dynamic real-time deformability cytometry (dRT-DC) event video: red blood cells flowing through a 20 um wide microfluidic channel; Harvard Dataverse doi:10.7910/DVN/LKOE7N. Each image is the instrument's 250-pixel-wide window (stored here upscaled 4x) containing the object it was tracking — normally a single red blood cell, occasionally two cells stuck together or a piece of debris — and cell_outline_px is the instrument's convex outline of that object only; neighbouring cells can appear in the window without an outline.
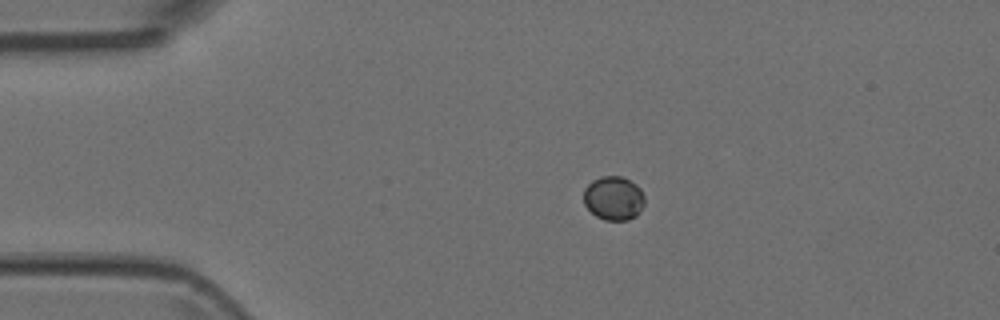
{"species": "Egyptian fruit bat (a non-hibernating species)", "species_latin": "Rousettus aegyptiacus", "temperature_condition": "room temperature", "stored_images_in_passage": 4, "camera_frame_rate_fps": 3000, "um_per_image_px": 0.085, "animal": {"sex": "female"}, "frame": {"image": 1, "passage_image": 1, "time_ms": 0.0, "image_size_px": [1000, 320], "cell_outline_px": [[644, 204], [640, 212], [636, 216], [628, 220], [604, 220], [596, 216], [584, 204], [584, 188], [592, 180], [600, 176], [620, 176], [636, 184], [640, 188], [644, 196]], "centroid_in_image_um": [52.16, 16.85], "position_along_channel_um": 32.8, "area_um2": 15.66}}
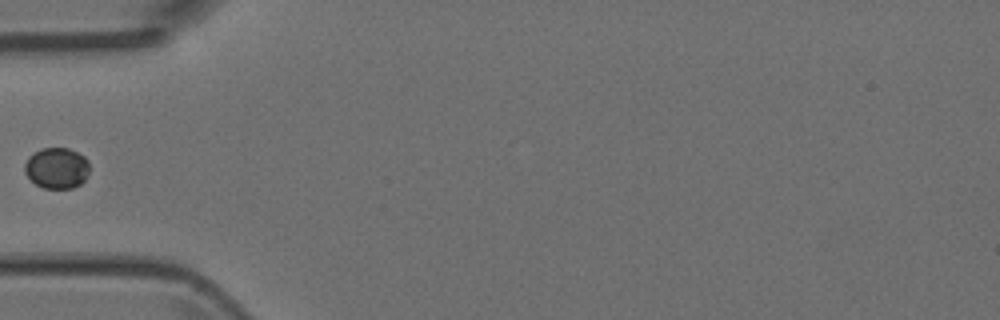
{"frame": {"image": 2, "passage_image": 3, "time_ms": 0.667, "image_size_px": [1000, 320], "cell_outline_px": [[88, 172], [84, 180], [80, 184], [72, 188], [44, 188], [36, 184], [24, 172], [24, 164], [28, 156], [44, 148], [68, 148], [84, 156], [88, 160]], "centroid_in_image_um": [4.81, 14.28], "position_along_channel_um": 80.2, "area_um2": 15.32}}
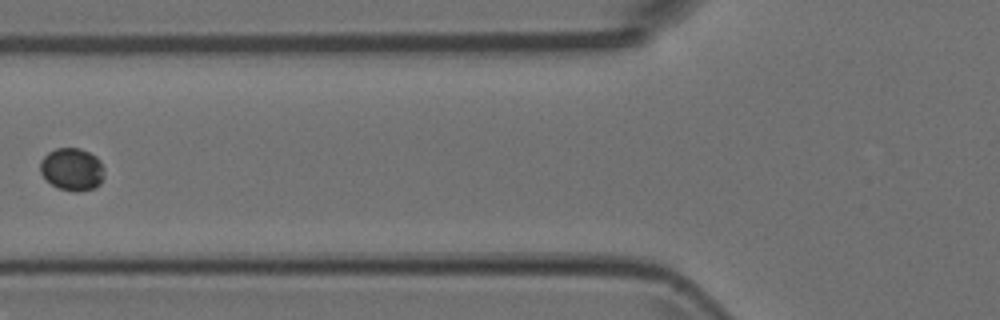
{"frame": {"image": 3, "passage_image": 4, "time_ms": 1.0, "image_size_px": [1000, 320], "cell_outline_px": [[104, 176], [100, 184], [92, 188], [76, 192], [56, 188], [40, 172], [40, 160], [48, 152], [56, 148], [80, 148], [96, 156], [100, 160], [104, 168]], "centroid_in_image_um": [6.13, 14.38], "position_along_channel_um": 119.7, "area_um2": 15.95}}